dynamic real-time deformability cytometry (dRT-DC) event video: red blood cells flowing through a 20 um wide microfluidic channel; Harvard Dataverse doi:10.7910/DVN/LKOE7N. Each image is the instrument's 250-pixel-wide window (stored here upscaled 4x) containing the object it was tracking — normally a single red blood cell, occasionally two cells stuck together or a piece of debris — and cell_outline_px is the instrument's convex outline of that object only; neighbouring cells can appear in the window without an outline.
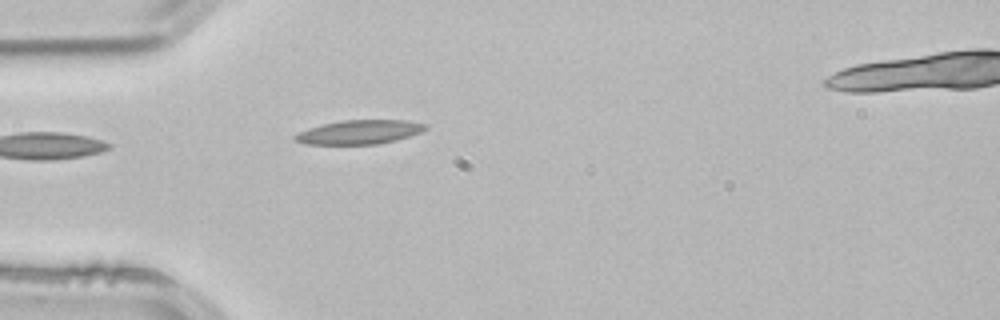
{"species": "common noctule bat (a hibernating species)", "species_latin": "Nyctalus noctula", "temperature_condition": "room temperature", "stored_images_in_passage": 4, "camera_frame_rate_fps": 3000, "um_per_image_px": 0.085, "animal": {"sex": "male", "body_mass_g": 21.5, "forearm_length_mm": 52.0}, "frame": {"image": 1, "passage_image": 3, "time_ms": 0.667, "image_size_px": [1000, 320], "cell_outline_px": [[428, 128], [420, 132], [396, 140], [376, 144], [304, 144], [292, 140], [292, 136], [308, 128], [340, 120], [404, 120], [428, 124]], "centroid_in_image_um": [30.52, 11.22], "position_along_channel_um": 54.5, "area_um2": 18.26}}